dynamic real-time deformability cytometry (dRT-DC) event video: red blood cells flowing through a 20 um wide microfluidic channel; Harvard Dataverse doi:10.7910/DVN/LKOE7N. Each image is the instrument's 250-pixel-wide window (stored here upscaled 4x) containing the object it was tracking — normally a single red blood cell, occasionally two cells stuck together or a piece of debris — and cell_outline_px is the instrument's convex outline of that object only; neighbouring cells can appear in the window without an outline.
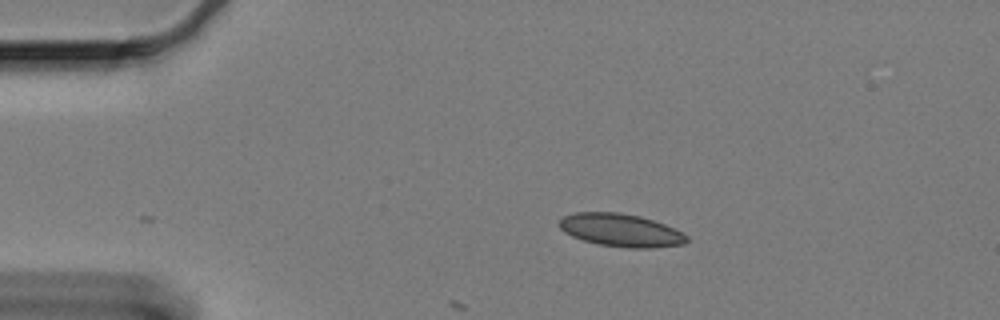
{"species": "Egyptian fruit bat (a non-hibernating species)", "species_latin": "Rousettus aegyptiacus", "temperature_condition": "cold", "stored_images_in_passage": 6, "camera_frame_rate_fps": 3000, "um_per_image_px": 0.085, "animal": {"sex": "female"}, "frame": {"image": 1, "passage_image": 1, "time_ms": 0.0, "image_size_px": [1000, 320], "cell_outline_px": [[688, 240], [684, 244], [652, 248], [628, 248], [600, 244], [584, 240], [572, 236], [564, 232], [556, 224], [564, 216], [576, 212], [620, 212], [640, 216], [664, 224], [688, 236]], "centroid_in_image_um": [52.74, 19.56], "position_along_channel_um": 32.3, "area_um2": 24.33}}